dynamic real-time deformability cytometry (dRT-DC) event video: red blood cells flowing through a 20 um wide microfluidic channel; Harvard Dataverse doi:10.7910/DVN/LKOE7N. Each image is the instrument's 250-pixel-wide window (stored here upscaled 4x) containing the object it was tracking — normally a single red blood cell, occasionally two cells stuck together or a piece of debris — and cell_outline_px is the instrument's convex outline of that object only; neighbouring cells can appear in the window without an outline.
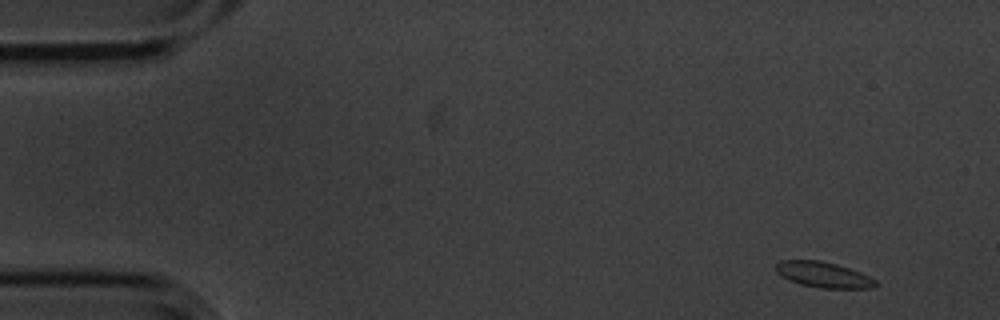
{"species": "common noctule bat (a hibernating species)", "species_latin": "Nyctalus noctula", "temperature_condition": "cold", "stored_images_in_passage": 4, "camera_frame_rate_fps": 3000, "um_per_image_px": 0.085, "animal": {"sex": "male", "body_mass_g": 20.1, "forearm_length_mm": 53.5}, "frame": {"image": 1, "passage_image": 1, "time_ms": 0.0, "image_size_px": [1000, 320], "cell_outline_px": [[876, 288], [824, 288], [800, 284], [788, 280], [780, 276], [776, 272], [776, 264], [780, 260], [820, 260], [836, 264], [860, 272], [876, 280]], "centroid_in_image_um": [69.96, 23.35], "position_along_channel_um": 15.0, "area_um2": 14.85}}